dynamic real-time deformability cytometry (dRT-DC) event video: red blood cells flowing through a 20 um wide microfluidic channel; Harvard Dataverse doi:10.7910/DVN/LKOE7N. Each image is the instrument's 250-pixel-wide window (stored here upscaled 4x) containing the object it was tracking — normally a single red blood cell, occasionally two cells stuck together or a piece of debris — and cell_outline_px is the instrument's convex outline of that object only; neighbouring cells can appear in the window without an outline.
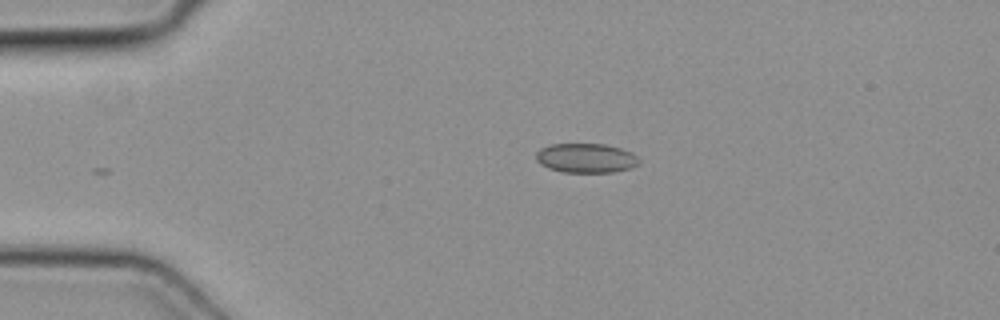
{"species": "common noctule bat (a hibernating species)", "species_latin": "Nyctalus noctula", "temperature_condition": "cold", "stored_images_in_passage": 29, "camera_frame_rate_fps": 3000, "um_per_image_px": 0.085, "animal": {"sex": "female", "body_mass_g": 19.3, "forearm_length_mm": 54.1}, "frame": {"image": 1, "passage_image": 1, "time_ms": 0.0, "image_size_px": [1000, 320], "cell_outline_px": [[640, 164], [632, 168], [612, 172], [564, 172], [548, 168], [540, 164], [536, 160], [536, 152], [540, 148], [548, 144], [604, 144], [620, 148], [632, 152], [640, 160]], "centroid_in_image_um": [49.81, 13.43], "position_along_channel_um": 35.2, "area_um2": 17.8}}
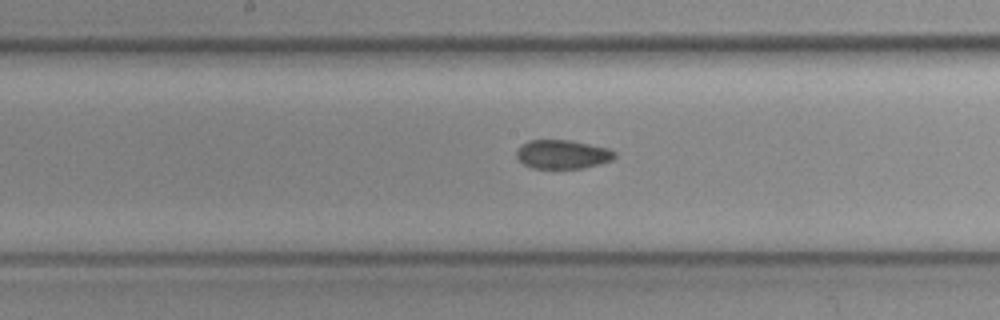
{"frame": {"image": 2, "passage_image": 16, "time_ms": 5.0, "image_size_px": [1000, 320], "cell_outline_px": [[616, 156], [612, 160], [600, 164], [584, 168], [532, 168], [524, 164], [516, 156], [516, 152], [528, 140], [568, 140], [608, 148], [616, 152]], "centroid_in_image_um": [47.84, 13.12], "position_along_channel_um": 200.4, "area_um2": 16.36}}
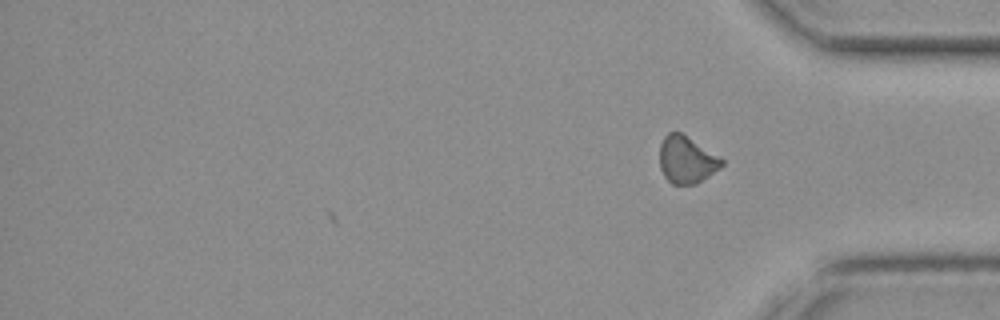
{"frame": {"image": 3, "passage_image": 29, "time_ms": 9.333, "image_size_px": [1000, 320], "cell_outline_px": [[724, 164], [720, 168], [696, 184], [672, 184], [664, 176], [660, 168], [660, 144], [664, 136], [668, 132], [680, 132], [720, 156], [724, 160]], "centroid_in_image_um": [58.36, 13.57], "position_along_channel_um": 376.8, "area_um2": 17.05}}